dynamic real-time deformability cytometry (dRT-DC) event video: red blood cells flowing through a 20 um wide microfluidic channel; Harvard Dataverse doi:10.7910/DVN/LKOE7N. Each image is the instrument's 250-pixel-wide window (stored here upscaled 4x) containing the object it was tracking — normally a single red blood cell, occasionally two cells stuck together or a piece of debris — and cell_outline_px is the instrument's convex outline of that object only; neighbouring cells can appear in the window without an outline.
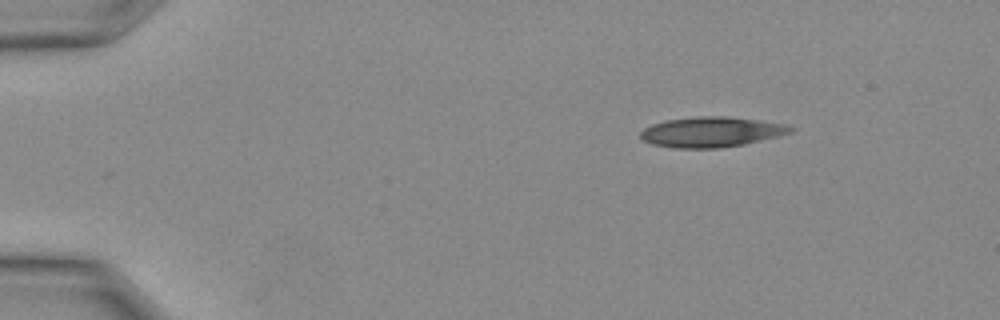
{"species": "Egyptian fruit bat (a non-hibernating species)", "species_latin": "Rousettus aegyptiacus", "temperature_condition": "warm", "stored_images_in_passage": 24, "camera_frame_rate_fps": 3000, "um_per_image_px": 0.085, "animal": {"sex": "female"}, "frame": {"image": 1, "passage_image": 1, "time_ms": 0.0, "image_size_px": [1000, 320], "cell_outline_px": [[796, 128], [792, 132], [780, 136], [744, 144], [720, 148], [672, 148], [652, 144], [644, 140], [640, 136], [640, 132], [644, 128], [652, 124], [668, 120], [696, 116], [728, 116], [784, 124]], "centroid_in_image_um": [60.47, 11.22], "position_along_channel_um": 24.5, "area_um2": 26.41}}
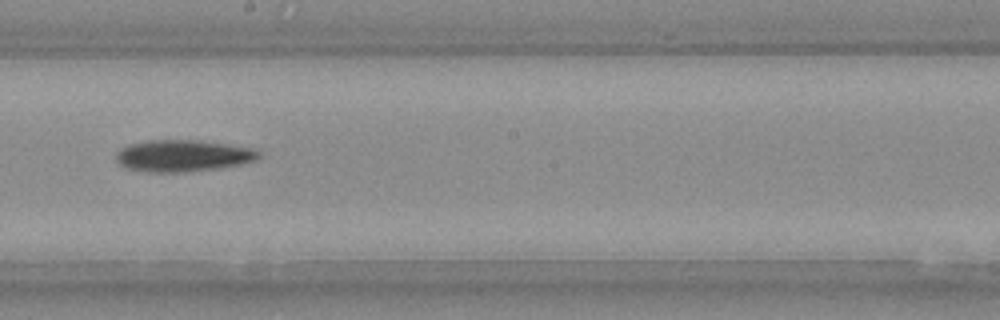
{"frame": {"image": 2, "passage_image": 13, "time_ms": 4.0, "image_size_px": [1000, 320], "cell_outline_px": [[264, 156], [256, 160], [244, 164], [224, 168], [184, 172], [148, 172], [124, 168], [116, 164], [116, 152], [120, 148], [132, 144], [152, 140], [196, 140], [228, 144], [256, 148]], "centroid_in_image_um": [15.6, 13.25], "position_along_channel_um": 232.6, "area_um2": 26.93}}
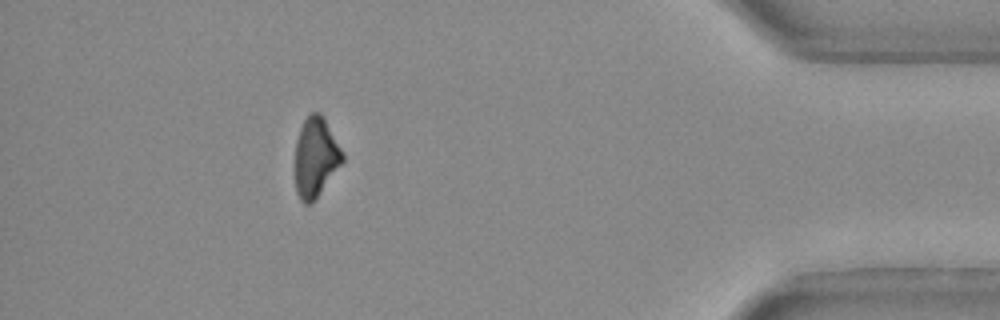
{"frame": {"image": 3, "passage_image": 22, "time_ms": 7.0, "image_size_px": [1000, 320], "cell_outline_px": [[344, 160], [312, 204], [304, 204], [300, 200], [296, 192], [296, 140], [300, 128], [308, 112], [320, 112], [324, 116], [344, 156]], "centroid_in_image_um": [26.82, 13.35], "position_along_channel_um": 408.4, "area_um2": 21.91}}